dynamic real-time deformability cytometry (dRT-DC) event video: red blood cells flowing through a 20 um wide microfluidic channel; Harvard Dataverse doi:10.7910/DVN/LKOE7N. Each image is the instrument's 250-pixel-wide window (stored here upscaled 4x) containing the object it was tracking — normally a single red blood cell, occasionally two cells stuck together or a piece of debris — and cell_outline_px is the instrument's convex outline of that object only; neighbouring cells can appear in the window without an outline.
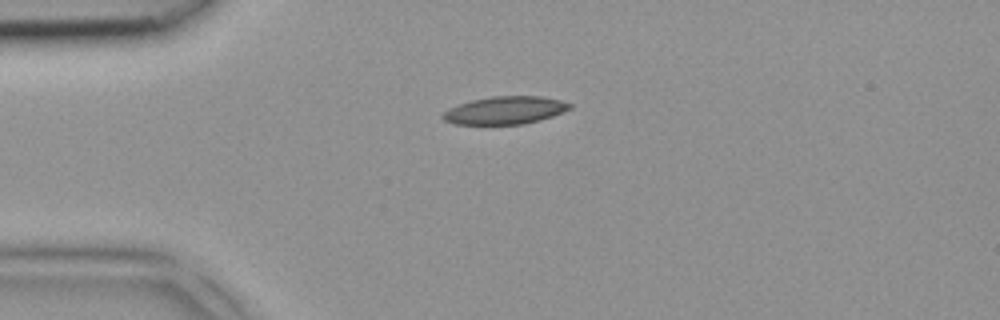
{"species": "common noctule bat (a hibernating species)", "species_latin": "Nyctalus noctula", "temperature_condition": "room temperature", "stored_images_in_passage": 2, "camera_frame_rate_fps": 3000, "um_per_image_px": 0.085, "animal": {"sex": "female", "body_mass_g": 18.4}, "frame": {"image": 1, "passage_image": 1, "time_ms": 0.0, "image_size_px": [1000, 320], "cell_outline_px": [[572, 108], [564, 112], [540, 120], [524, 124], [456, 124], [444, 120], [440, 116], [448, 108], [472, 100], [492, 96], [544, 96], [560, 100], [572, 104]], "centroid_in_image_um": [42.96, 9.37], "position_along_channel_um": 42.0, "area_um2": 20.58}}
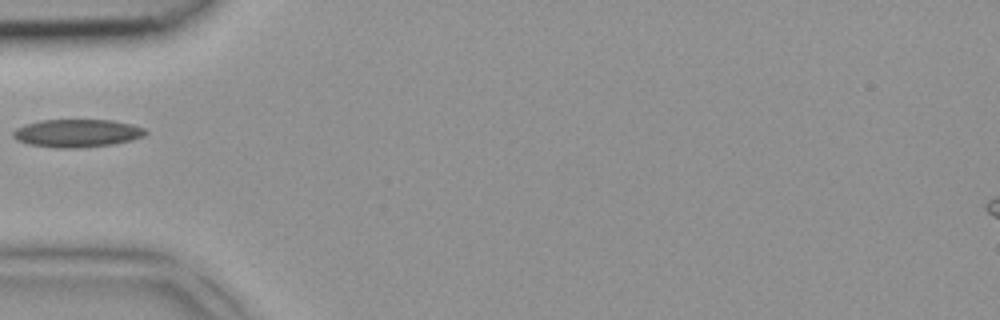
{"frame": {"image": 2, "passage_image": 2, "time_ms": 0.333, "image_size_px": [1000, 320], "cell_outline_px": [[148, 132], [144, 136], [132, 140], [112, 144], [76, 148], [56, 148], [28, 144], [16, 140], [12, 136], [12, 132], [16, 128], [24, 124], [40, 120], [112, 120], [132, 124], [144, 128]], "centroid_in_image_um": [6.53, 11.32], "position_along_channel_um": 78.5, "area_um2": 21.68}}